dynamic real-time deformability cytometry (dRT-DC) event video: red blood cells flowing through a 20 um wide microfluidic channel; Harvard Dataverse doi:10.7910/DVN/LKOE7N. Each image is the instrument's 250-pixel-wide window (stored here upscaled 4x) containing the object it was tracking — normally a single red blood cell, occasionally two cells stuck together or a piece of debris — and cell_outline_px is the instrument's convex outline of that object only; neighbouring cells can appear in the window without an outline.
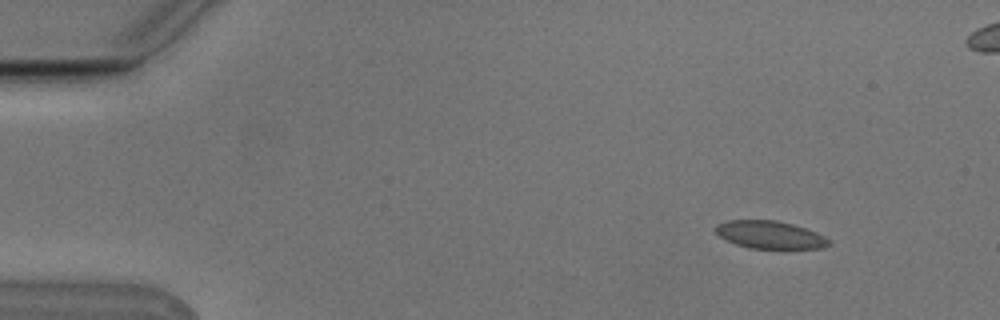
{"species": "Egyptian fruit bat (a non-hibernating species)", "species_latin": "Rousettus aegyptiacus", "temperature_condition": "cold", "stored_images_in_passage": 5, "camera_frame_rate_fps": 3000, "um_per_image_px": 0.085, "animal": {"sex": "male"}, "frame": {"image": 1, "passage_image": 1, "time_ms": 0.0, "image_size_px": [1000, 320], "cell_outline_px": [[832, 244], [824, 248], [784, 252], [748, 248], [724, 240], [716, 232], [716, 224], [728, 220], [776, 220], [792, 224], [816, 232], [832, 240]], "centroid_in_image_um": [65.53, 20.03], "position_along_channel_um": 19.5, "area_um2": 19.42}}
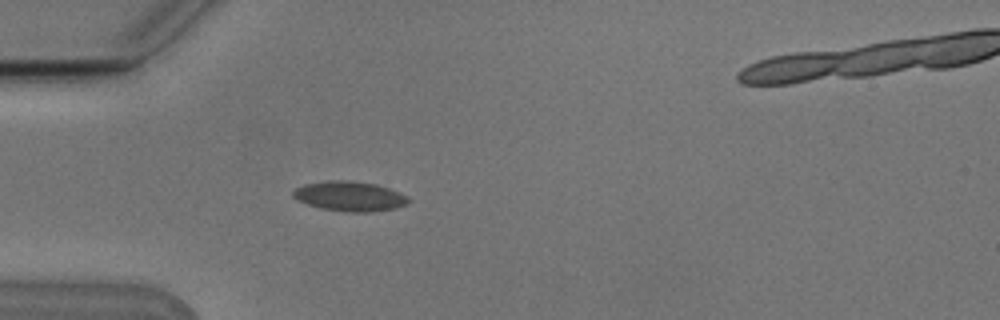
{"frame": {"image": 2, "passage_image": 4, "time_ms": 1.0, "image_size_px": [1000, 320], "cell_outline_px": [[412, 200], [408, 204], [396, 208], [372, 212], [344, 212], [320, 208], [296, 200], [292, 196], [292, 192], [296, 188], [304, 184], [328, 180], [348, 180], [376, 184], [388, 188], [408, 196]], "centroid_in_image_um": [29.73, 16.69], "position_along_channel_um": 55.3, "area_um2": 20.29}}